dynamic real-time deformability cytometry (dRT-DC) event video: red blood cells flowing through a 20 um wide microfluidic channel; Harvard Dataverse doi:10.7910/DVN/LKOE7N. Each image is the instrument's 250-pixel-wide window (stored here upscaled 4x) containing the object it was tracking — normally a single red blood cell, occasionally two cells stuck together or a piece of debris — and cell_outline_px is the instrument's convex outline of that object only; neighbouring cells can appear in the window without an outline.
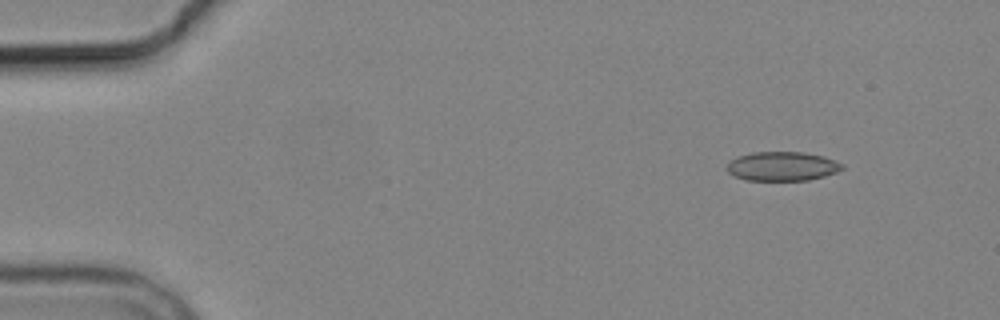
{"species": "common noctule bat (a hibernating species)", "species_latin": "Nyctalus noctula", "temperature_condition": "cold", "stored_images_in_passage": 5, "camera_frame_rate_fps": 3000, "um_per_image_px": 0.085, "animal": {"sex": "male", "body_mass_g": 19.2, "forearm_length_mm": 51.8}, "frame": {"image": 1, "passage_image": 2, "time_ms": 1.0, "image_size_px": [1000, 320], "cell_outline_px": [[844, 168], [836, 172], [824, 176], [808, 180], [744, 180], [728, 172], [728, 160], [736, 156], [752, 152], [804, 152], [824, 156], [836, 160], [844, 164]], "centroid_in_image_um": [66.5, 14.12], "position_along_channel_um": 18.5, "area_um2": 19.71}}
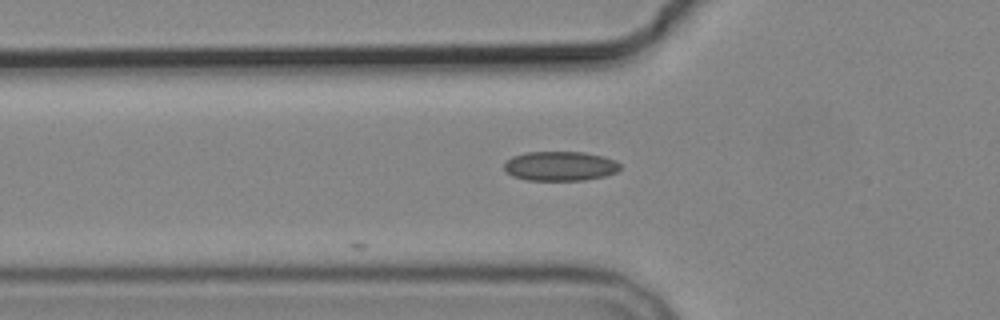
{"frame": {"image": 2, "passage_image": 5, "time_ms": 5.333, "image_size_px": [1000, 320], "cell_outline_px": [[620, 168], [616, 172], [604, 176], [584, 180], [528, 180], [512, 176], [504, 168], [504, 160], [512, 156], [524, 152], [584, 152], [604, 156], [616, 160], [620, 164]], "centroid_in_image_um": [47.6, 14.1], "position_along_channel_um": 78.2, "area_um2": 20.06}}